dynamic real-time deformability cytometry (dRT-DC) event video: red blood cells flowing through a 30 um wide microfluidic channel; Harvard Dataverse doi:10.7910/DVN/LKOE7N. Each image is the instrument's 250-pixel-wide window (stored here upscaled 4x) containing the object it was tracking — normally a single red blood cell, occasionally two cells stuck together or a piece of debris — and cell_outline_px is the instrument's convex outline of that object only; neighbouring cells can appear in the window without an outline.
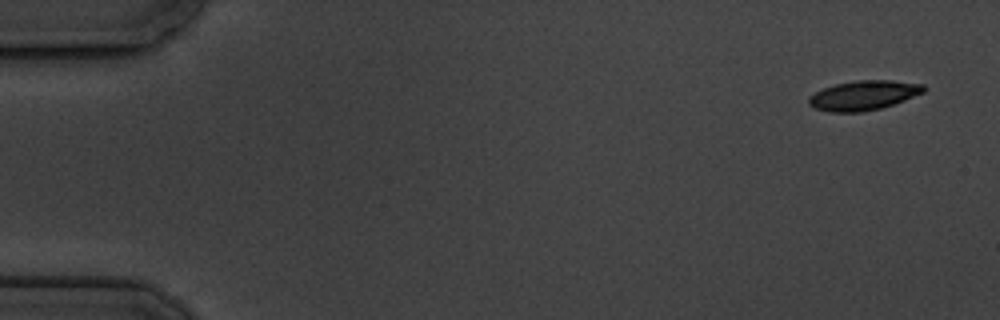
{"species": "common noctule bat (a hibernating species)", "species_latin": "Nyctalus noctula", "temperature_condition": "cold", "stored_images_in_passage": 5, "camera_frame_rate_fps": 3000, "um_per_image_px": 0.085, "animal": {"sex": "male", "body_mass_g": 19.5, "forearm_length_mm": 54.6}, "frame": {"image": 1, "passage_image": 1, "time_ms": 0.0, "image_size_px": [1000, 320], "cell_outline_px": [[924, 92], [904, 100], [880, 108], [860, 112], [828, 112], [816, 108], [808, 104], [808, 96], [824, 88], [836, 84], [856, 80], [892, 80], [924, 84]], "centroid_in_image_um": [73.38, 8.1], "position_along_channel_um": 11.6, "area_um2": 19.65}}
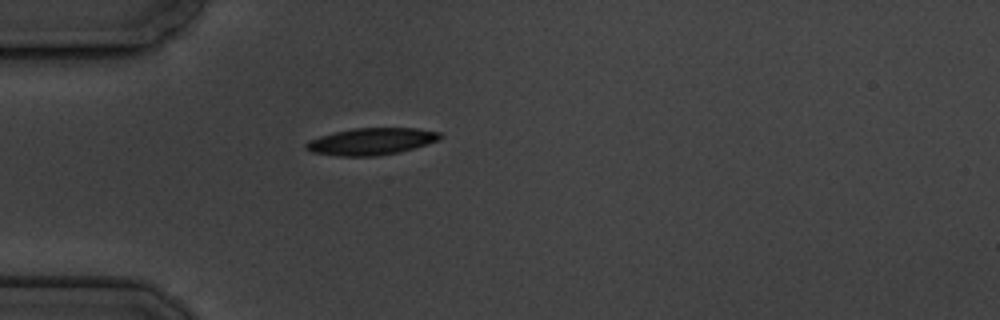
{"frame": {"image": 2, "passage_image": 5, "time_ms": 4.667, "image_size_px": [1000, 320], "cell_outline_px": [[444, 136], [436, 140], [400, 152], [376, 156], [336, 156], [312, 152], [304, 148], [304, 144], [308, 140], [320, 136], [352, 128], [416, 128], [440, 132]], "centroid_in_image_um": [31.51, 12.02], "position_along_channel_um": 53.5, "area_um2": 20.92}}